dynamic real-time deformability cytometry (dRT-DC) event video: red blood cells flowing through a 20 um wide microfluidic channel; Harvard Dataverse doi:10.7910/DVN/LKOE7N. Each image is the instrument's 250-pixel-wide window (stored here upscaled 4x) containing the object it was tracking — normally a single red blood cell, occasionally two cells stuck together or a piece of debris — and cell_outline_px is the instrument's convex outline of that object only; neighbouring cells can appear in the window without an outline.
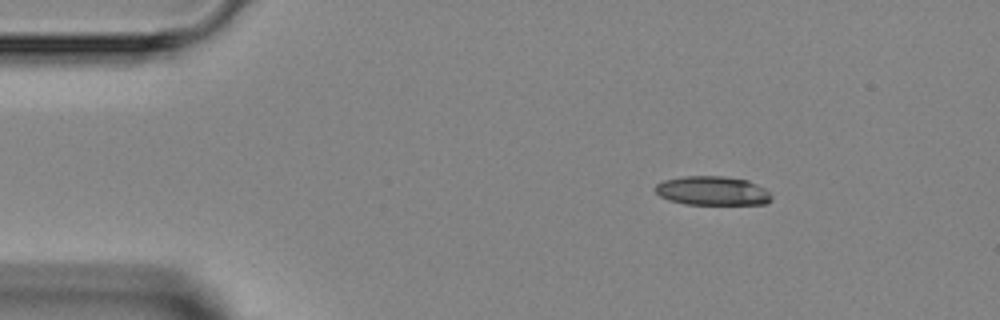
{"species": "Egyptian fruit bat (a non-hibernating species)", "species_latin": "Rousettus aegyptiacus", "temperature_condition": "room temperature", "stored_images_in_passage": 2, "camera_frame_rate_fps": 3000, "um_per_image_px": 0.085, "animal": {"sex": "female"}, "frame": {"image": 1, "passage_image": 1, "time_ms": 0.0, "image_size_px": [1000, 320], "cell_outline_px": [[772, 200], [764, 204], [684, 204], [668, 200], [660, 196], [656, 192], [656, 184], [664, 180], [680, 176], [724, 176], [748, 180], [764, 188], [772, 196]], "centroid_in_image_um": [60.55, 16.21], "position_along_channel_um": 24.5, "area_um2": 19.71}}